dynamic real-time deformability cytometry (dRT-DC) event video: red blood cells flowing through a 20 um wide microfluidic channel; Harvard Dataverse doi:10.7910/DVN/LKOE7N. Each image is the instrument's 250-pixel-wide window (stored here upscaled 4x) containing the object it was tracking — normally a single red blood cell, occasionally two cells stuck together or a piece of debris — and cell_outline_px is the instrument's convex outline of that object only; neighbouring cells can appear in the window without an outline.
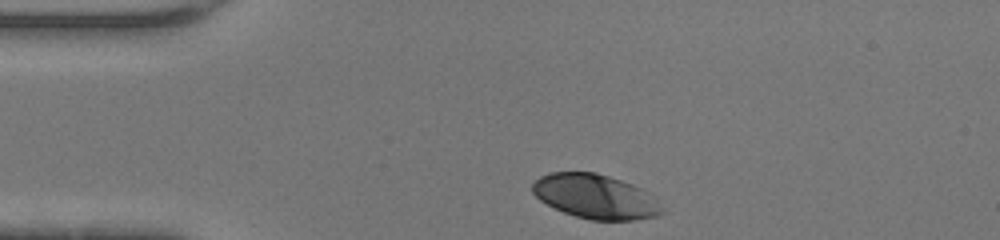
{"species": "human", "species_latin": "Homo sapiens", "temperature_condition": "warm", "stored_images_in_passage": 29, "camera_frame_rate_fps": 3000, "um_per_image_px": 0.085, "donor": {"sex": "female"}, "frame": {"image": 1, "passage_image": 1, "time_ms": 0.0, "image_size_px": [1000, 240], "cell_outline_px": [[664, 212], [656, 216], [636, 220], [588, 220], [564, 212], [540, 200], [532, 192], [532, 184], [540, 176], [548, 172], [596, 172], [632, 184], [648, 192]], "centroid_in_image_um": [50.58, 16.7], "position_along_channel_um": 34.4, "area_um2": 33.18}}
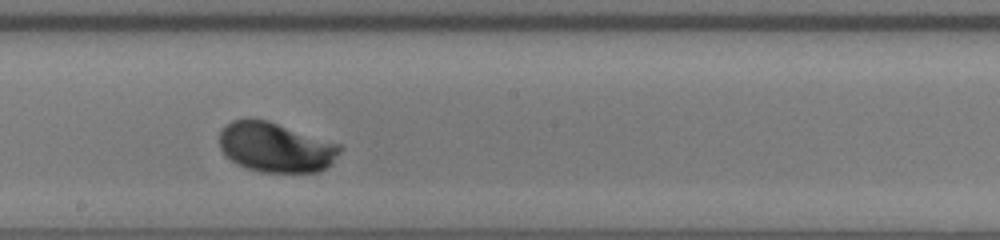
{"frame": {"image": 2, "passage_image": 17, "time_ms": 5.333, "image_size_px": [1000, 240], "cell_outline_px": [[344, 148], [320, 172], [260, 172], [236, 164], [224, 156], [220, 148], [220, 132], [232, 120], [268, 120], [340, 144]], "centroid_in_image_um": [23.42, 12.53], "position_along_channel_um": 224.8, "area_um2": 34.68}}
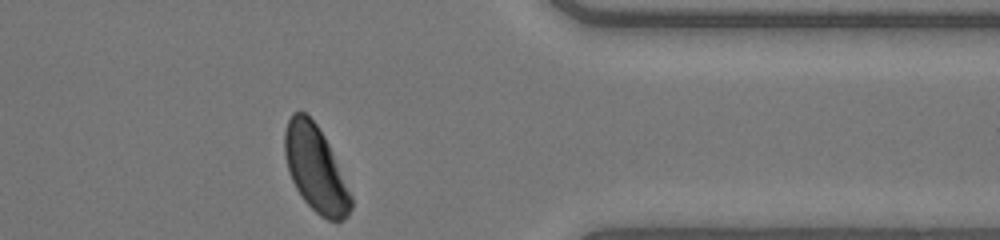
{"frame": {"image": 3, "passage_image": 29, "time_ms": 9.333, "image_size_px": [1000, 240], "cell_outline_px": [[352, 208], [348, 216], [344, 220], [328, 220], [320, 216], [304, 200], [296, 188], [292, 180], [288, 168], [284, 152], [284, 132], [288, 120], [292, 112], [304, 112], [316, 124], [324, 136], [328, 144], [352, 196]], "centroid_in_image_um": [26.82, 14.36], "position_along_channel_um": 384.6, "area_um2": 32.71}, "authors_computed_cell_mechanics": {"area_um2": 34.391, "velocity_mm_per_s": 4.3721, "shape_relaxation_time_tau1_ms": 1.2837, "shape_relaxation_time_tau2_ms": null, "deformation_change_tau1": 0.1169, "deformation_change_tau2": null}}